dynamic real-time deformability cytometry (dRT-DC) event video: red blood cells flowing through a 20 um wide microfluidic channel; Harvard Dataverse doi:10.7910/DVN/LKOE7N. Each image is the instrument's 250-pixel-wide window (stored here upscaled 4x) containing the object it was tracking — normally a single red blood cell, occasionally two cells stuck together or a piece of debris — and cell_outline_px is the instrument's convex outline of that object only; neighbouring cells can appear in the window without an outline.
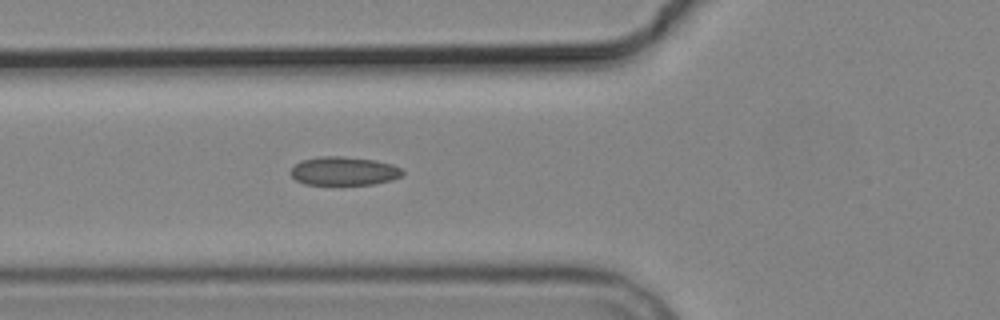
{"species": "common noctule bat (a hibernating species)", "species_latin": "Nyctalus noctula", "temperature_condition": "cold", "stored_images_in_passage": 4, "camera_frame_rate_fps": 3000, "um_per_image_px": 0.085, "animal": {"sex": "male", "body_mass_g": 19.2, "forearm_length_mm": 51.8}, "frame": {"image": 1, "passage_image": 4, "time_ms": 3.333, "image_size_px": [1000, 320], "cell_outline_px": [[404, 172], [400, 176], [392, 180], [376, 184], [304, 184], [296, 180], [288, 172], [300, 160], [320, 156], [344, 156], [376, 160], [392, 164], [400, 168]], "centroid_in_image_um": [29.22, 14.53], "position_along_channel_um": 96.6, "area_um2": 18.73}}